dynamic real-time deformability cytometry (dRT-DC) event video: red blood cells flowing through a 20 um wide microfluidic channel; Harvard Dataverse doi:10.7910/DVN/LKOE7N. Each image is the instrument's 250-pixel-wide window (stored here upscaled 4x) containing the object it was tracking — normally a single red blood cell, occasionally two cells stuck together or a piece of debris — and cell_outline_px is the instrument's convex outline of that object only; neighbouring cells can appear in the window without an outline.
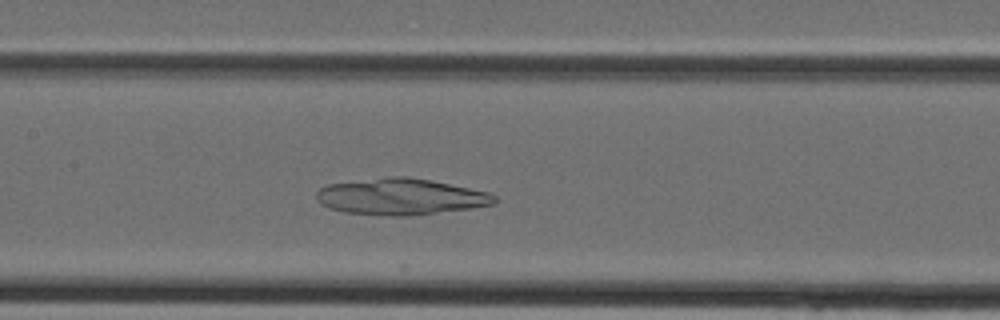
{"species": "Egyptian fruit bat (a non-hibernating species)", "species_latin": "Rousettus aegyptiacus", "temperature_condition": "cold", "stored_images_in_passage": 36, "camera_frame_rate_fps": 3000, "um_per_image_px": 0.085, "animal": {"sex": "female"}, "frame": {"image": 1, "passage_image": 15, "time_ms": 4.667, "image_size_px": [1000, 320], "cell_outline_px": [[496, 200], [492, 204], [472, 208], [408, 216], [388, 216], [344, 212], [328, 208], [320, 204], [316, 196], [316, 192], [320, 188], [328, 184], [384, 176], [408, 176], [488, 192], [496, 196]], "centroid_in_image_um": [34.0, 16.72], "position_along_channel_um": 173.4, "area_um2": 37.69}}
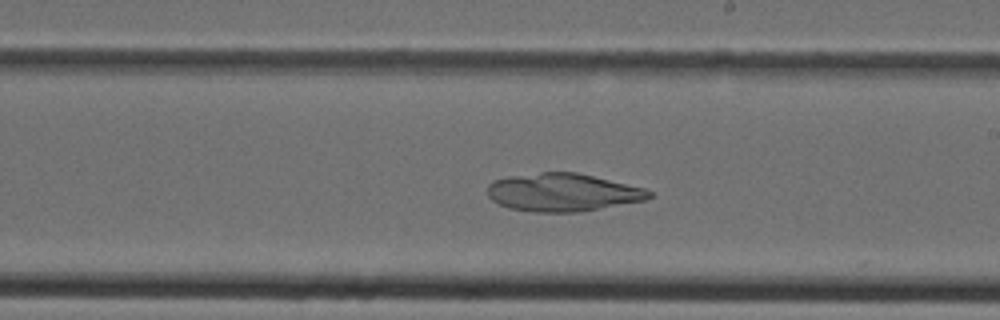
{"frame": {"image": 2, "passage_image": 19, "time_ms": 6.0, "image_size_px": [1000, 320], "cell_outline_px": [[652, 196], [648, 200], [580, 212], [532, 212], [508, 208], [492, 200], [488, 196], [488, 184], [492, 180], [508, 176], [540, 172], [576, 172], [644, 188], [652, 192]], "centroid_in_image_um": [47.82, 16.36], "position_along_channel_um": 241.2, "area_um2": 35.95}}
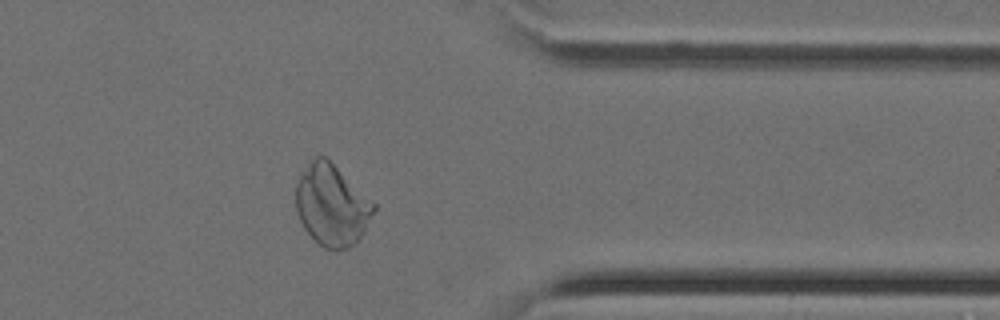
{"frame": {"image": 3, "passage_image": 28, "time_ms": 9.0, "image_size_px": [1000, 320], "cell_outline_px": [[376, 208], [364, 232], [348, 248], [336, 252], [324, 248], [304, 228], [296, 212], [296, 184], [308, 160], [316, 156], [324, 156], [376, 204]], "centroid_in_image_um": [28.18, 17.45], "position_along_channel_um": 383.2, "area_um2": 36.59}}